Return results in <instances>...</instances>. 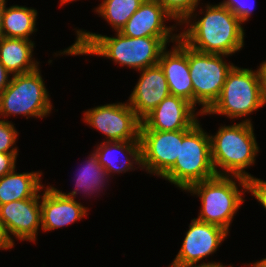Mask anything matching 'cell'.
<instances>
[{"instance_id": "cell-1", "label": "cell", "mask_w": 266, "mask_h": 267, "mask_svg": "<svg viewBox=\"0 0 266 267\" xmlns=\"http://www.w3.org/2000/svg\"><path fill=\"white\" fill-rule=\"evenodd\" d=\"M77 39L61 54L97 55L111 59L121 66L131 67L139 72L158 64L167 43L176 42L179 37H127L116 31V36L77 30Z\"/></svg>"}, {"instance_id": "cell-2", "label": "cell", "mask_w": 266, "mask_h": 267, "mask_svg": "<svg viewBox=\"0 0 266 267\" xmlns=\"http://www.w3.org/2000/svg\"><path fill=\"white\" fill-rule=\"evenodd\" d=\"M205 12V13H204ZM203 17L195 21L184 20L188 29L179 33V38L193 50L232 56L244 47V28L239 19L220 3L207 4Z\"/></svg>"}, {"instance_id": "cell-3", "label": "cell", "mask_w": 266, "mask_h": 267, "mask_svg": "<svg viewBox=\"0 0 266 267\" xmlns=\"http://www.w3.org/2000/svg\"><path fill=\"white\" fill-rule=\"evenodd\" d=\"M255 138L249 118L230 126L222 125L216 135H210L211 159L216 175L251 178L245 169L255 163L259 152Z\"/></svg>"}, {"instance_id": "cell-4", "label": "cell", "mask_w": 266, "mask_h": 267, "mask_svg": "<svg viewBox=\"0 0 266 267\" xmlns=\"http://www.w3.org/2000/svg\"><path fill=\"white\" fill-rule=\"evenodd\" d=\"M235 181H238L241 190ZM186 191L201 198L202 206L197 220L220 226L229 232L234 215L245 201L242 194L247 191V180L216 175L192 184Z\"/></svg>"}, {"instance_id": "cell-5", "label": "cell", "mask_w": 266, "mask_h": 267, "mask_svg": "<svg viewBox=\"0 0 266 267\" xmlns=\"http://www.w3.org/2000/svg\"><path fill=\"white\" fill-rule=\"evenodd\" d=\"M215 176L210 135L198 121L191 128L182 130L179 157L162 178L186 191L192 184Z\"/></svg>"}, {"instance_id": "cell-6", "label": "cell", "mask_w": 266, "mask_h": 267, "mask_svg": "<svg viewBox=\"0 0 266 267\" xmlns=\"http://www.w3.org/2000/svg\"><path fill=\"white\" fill-rule=\"evenodd\" d=\"M263 107L259 68L255 71L234 66L228 73L221 93L203 115H225L230 119L246 117Z\"/></svg>"}, {"instance_id": "cell-7", "label": "cell", "mask_w": 266, "mask_h": 267, "mask_svg": "<svg viewBox=\"0 0 266 267\" xmlns=\"http://www.w3.org/2000/svg\"><path fill=\"white\" fill-rule=\"evenodd\" d=\"M40 69L13 75L10 84L0 94V116L22 115L43 118L53 106Z\"/></svg>"}, {"instance_id": "cell-8", "label": "cell", "mask_w": 266, "mask_h": 267, "mask_svg": "<svg viewBox=\"0 0 266 267\" xmlns=\"http://www.w3.org/2000/svg\"><path fill=\"white\" fill-rule=\"evenodd\" d=\"M226 55L202 53L187 46L190 77L194 92V107L204 114L218 99L228 73L235 66L222 58Z\"/></svg>"}, {"instance_id": "cell-9", "label": "cell", "mask_w": 266, "mask_h": 267, "mask_svg": "<svg viewBox=\"0 0 266 267\" xmlns=\"http://www.w3.org/2000/svg\"><path fill=\"white\" fill-rule=\"evenodd\" d=\"M83 121L107 136L105 141H140L142 121L128 102L88 109L84 112Z\"/></svg>"}, {"instance_id": "cell-10", "label": "cell", "mask_w": 266, "mask_h": 267, "mask_svg": "<svg viewBox=\"0 0 266 267\" xmlns=\"http://www.w3.org/2000/svg\"><path fill=\"white\" fill-rule=\"evenodd\" d=\"M141 163L148 173L162 177L179 157L182 130L140 131Z\"/></svg>"}, {"instance_id": "cell-11", "label": "cell", "mask_w": 266, "mask_h": 267, "mask_svg": "<svg viewBox=\"0 0 266 267\" xmlns=\"http://www.w3.org/2000/svg\"><path fill=\"white\" fill-rule=\"evenodd\" d=\"M0 219L13 243L10 235L22 241H36L37 231L41 228L40 194L0 205Z\"/></svg>"}, {"instance_id": "cell-12", "label": "cell", "mask_w": 266, "mask_h": 267, "mask_svg": "<svg viewBox=\"0 0 266 267\" xmlns=\"http://www.w3.org/2000/svg\"><path fill=\"white\" fill-rule=\"evenodd\" d=\"M195 110L187 100L169 95L142 120L140 131L187 130L198 122Z\"/></svg>"}, {"instance_id": "cell-13", "label": "cell", "mask_w": 266, "mask_h": 267, "mask_svg": "<svg viewBox=\"0 0 266 267\" xmlns=\"http://www.w3.org/2000/svg\"><path fill=\"white\" fill-rule=\"evenodd\" d=\"M182 246L173 261L199 263L203 258L215 253L228 236L224 228L197 220H191Z\"/></svg>"}, {"instance_id": "cell-14", "label": "cell", "mask_w": 266, "mask_h": 267, "mask_svg": "<svg viewBox=\"0 0 266 267\" xmlns=\"http://www.w3.org/2000/svg\"><path fill=\"white\" fill-rule=\"evenodd\" d=\"M40 194L41 228L43 231H52L65 227L84 218L88 207L77 200L65 196L62 191L52 186L44 187Z\"/></svg>"}, {"instance_id": "cell-15", "label": "cell", "mask_w": 266, "mask_h": 267, "mask_svg": "<svg viewBox=\"0 0 266 267\" xmlns=\"http://www.w3.org/2000/svg\"><path fill=\"white\" fill-rule=\"evenodd\" d=\"M128 104L142 121L166 97L171 95L164 72L159 64L141 70Z\"/></svg>"}, {"instance_id": "cell-16", "label": "cell", "mask_w": 266, "mask_h": 267, "mask_svg": "<svg viewBox=\"0 0 266 267\" xmlns=\"http://www.w3.org/2000/svg\"><path fill=\"white\" fill-rule=\"evenodd\" d=\"M174 18L157 0H144L137 11L120 29V33L127 37H179L172 34L175 26H166V20Z\"/></svg>"}, {"instance_id": "cell-17", "label": "cell", "mask_w": 266, "mask_h": 267, "mask_svg": "<svg viewBox=\"0 0 266 267\" xmlns=\"http://www.w3.org/2000/svg\"><path fill=\"white\" fill-rule=\"evenodd\" d=\"M171 51L161 53L158 64L162 68L171 95L181 97L194 106V92L190 77L187 45L179 38Z\"/></svg>"}, {"instance_id": "cell-18", "label": "cell", "mask_w": 266, "mask_h": 267, "mask_svg": "<svg viewBox=\"0 0 266 267\" xmlns=\"http://www.w3.org/2000/svg\"><path fill=\"white\" fill-rule=\"evenodd\" d=\"M94 152L110 176L135 170L134 165L142 166L140 141H104L98 144ZM119 155L124 156L125 160L120 162L122 157Z\"/></svg>"}, {"instance_id": "cell-19", "label": "cell", "mask_w": 266, "mask_h": 267, "mask_svg": "<svg viewBox=\"0 0 266 267\" xmlns=\"http://www.w3.org/2000/svg\"><path fill=\"white\" fill-rule=\"evenodd\" d=\"M35 43L22 38H0V63L13 75L30 73L38 69L33 56Z\"/></svg>"}, {"instance_id": "cell-20", "label": "cell", "mask_w": 266, "mask_h": 267, "mask_svg": "<svg viewBox=\"0 0 266 267\" xmlns=\"http://www.w3.org/2000/svg\"><path fill=\"white\" fill-rule=\"evenodd\" d=\"M42 173L23 172L17 173L15 169L0 178V205L11 201L33 198L41 192L44 185L41 184ZM41 190V191H40Z\"/></svg>"}, {"instance_id": "cell-21", "label": "cell", "mask_w": 266, "mask_h": 267, "mask_svg": "<svg viewBox=\"0 0 266 267\" xmlns=\"http://www.w3.org/2000/svg\"><path fill=\"white\" fill-rule=\"evenodd\" d=\"M3 12L2 33L3 37L22 38L30 40V35L37 31V10L25 6L13 5L6 7Z\"/></svg>"}, {"instance_id": "cell-22", "label": "cell", "mask_w": 266, "mask_h": 267, "mask_svg": "<svg viewBox=\"0 0 266 267\" xmlns=\"http://www.w3.org/2000/svg\"><path fill=\"white\" fill-rule=\"evenodd\" d=\"M84 164L76 177L75 189L69 193L62 192L65 196L75 199L79 192H85L84 195H92L104 189L103 186L107 183L106 179L109 178V174L99 163L94 151Z\"/></svg>"}, {"instance_id": "cell-23", "label": "cell", "mask_w": 266, "mask_h": 267, "mask_svg": "<svg viewBox=\"0 0 266 267\" xmlns=\"http://www.w3.org/2000/svg\"><path fill=\"white\" fill-rule=\"evenodd\" d=\"M143 2L144 0H103L102 3L95 8V11L103 17L116 32L120 31Z\"/></svg>"}, {"instance_id": "cell-24", "label": "cell", "mask_w": 266, "mask_h": 267, "mask_svg": "<svg viewBox=\"0 0 266 267\" xmlns=\"http://www.w3.org/2000/svg\"><path fill=\"white\" fill-rule=\"evenodd\" d=\"M180 25L184 20L196 19L194 13L200 0H157ZM195 14V15H194Z\"/></svg>"}, {"instance_id": "cell-25", "label": "cell", "mask_w": 266, "mask_h": 267, "mask_svg": "<svg viewBox=\"0 0 266 267\" xmlns=\"http://www.w3.org/2000/svg\"><path fill=\"white\" fill-rule=\"evenodd\" d=\"M18 135L11 121L0 119V153H18V147H13Z\"/></svg>"}, {"instance_id": "cell-26", "label": "cell", "mask_w": 266, "mask_h": 267, "mask_svg": "<svg viewBox=\"0 0 266 267\" xmlns=\"http://www.w3.org/2000/svg\"><path fill=\"white\" fill-rule=\"evenodd\" d=\"M220 4L230 10L240 21L241 24L252 15L255 0H223Z\"/></svg>"}, {"instance_id": "cell-27", "label": "cell", "mask_w": 266, "mask_h": 267, "mask_svg": "<svg viewBox=\"0 0 266 267\" xmlns=\"http://www.w3.org/2000/svg\"><path fill=\"white\" fill-rule=\"evenodd\" d=\"M247 192H250L266 210V181L252 176L247 179Z\"/></svg>"}, {"instance_id": "cell-28", "label": "cell", "mask_w": 266, "mask_h": 267, "mask_svg": "<svg viewBox=\"0 0 266 267\" xmlns=\"http://www.w3.org/2000/svg\"><path fill=\"white\" fill-rule=\"evenodd\" d=\"M18 153H0V178L16 167V158Z\"/></svg>"}, {"instance_id": "cell-29", "label": "cell", "mask_w": 266, "mask_h": 267, "mask_svg": "<svg viewBox=\"0 0 266 267\" xmlns=\"http://www.w3.org/2000/svg\"><path fill=\"white\" fill-rule=\"evenodd\" d=\"M14 247V243L12 240L9 238L6 229L4 227V224L2 223L0 219V249H11Z\"/></svg>"}, {"instance_id": "cell-30", "label": "cell", "mask_w": 266, "mask_h": 267, "mask_svg": "<svg viewBox=\"0 0 266 267\" xmlns=\"http://www.w3.org/2000/svg\"><path fill=\"white\" fill-rule=\"evenodd\" d=\"M169 267H226L222 263L219 262H208V263H201L197 265V263H180L176 261H172ZM228 267V266H227ZM229 267H233L230 265Z\"/></svg>"}, {"instance_id": "cell-31", "label": "cell", "mask_w": 266, "mask_h": 267, "mask_svg": "<svg viewBox=\"0 0 266 267\" xmlns=\"http://www.w3.org/2000/svg\"><path fill=\"white\" fill-rule=\"evenodd\" d=\"M12 75L1 63H0V94L10 84Z\"/></svg>"}, {"instance_id": "cell-32", "label": "cell", "mask_w": 266, "mask_h": 267, "mask_svg": "<svg viewBox=\"0 0 266 267\" xmlns=\"http://www.w3.org/2000/svg\"><path fill=\"white\" fill-rule=\"evenodd\" d=\"M259 72L261 75L262 82V100L263 106L266 105V61L262 62L259 66Z\"/></svg>"}, {"instance_id": "cell-33", "label": "cell", "mask_w": 266, "mask_h": 267, "mask_svg": "<svg viewBox=\"0 0 266 267\" xmlns=\"http://www.w3.org/2000/svg\"><path fill=\"white\" fill-rule=\"evenodd\" d=\"M6 0H0V38L3 37L2 33V19H3V12L5 9Z\"/></svg>"}, {"instance_id": "cell-34", "label": "cell", "mask_w": 266, "mask_h": 267, "mask_svg": "<svg viewBox=\"0 0 266 267\" xmlns=\"http://www.w3.org/2000/svg\"><path fill=\"white\" fill-rule=\"evenodd\" d=\"M250 267H266V258H262L260 261L248 264Z\"/></svg>"}, {"instance_id": "cell-35", "label": "cell", "mask_w": 266, "mask_h": 267, "mask_svg": "<svg viewBox=\"0 0 266 267\" xmlns=\"http://www.w3.org/2000/svg\"><path fill=\"white\" fill-rule=\"evenodd\" d=\"M72 1H75V0H60V6H62L63 4H67V3H70Z\"/></svg>"}]
</instances>
